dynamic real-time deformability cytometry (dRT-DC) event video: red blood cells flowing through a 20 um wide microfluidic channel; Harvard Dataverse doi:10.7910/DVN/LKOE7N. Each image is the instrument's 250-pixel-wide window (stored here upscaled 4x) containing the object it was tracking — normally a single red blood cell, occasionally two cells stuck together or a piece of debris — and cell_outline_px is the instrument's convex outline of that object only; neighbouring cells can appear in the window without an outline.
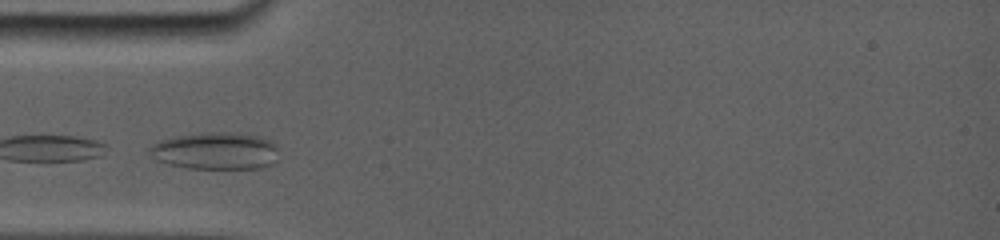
{"species": "common noctule bat (a hibernating species)", "species_latin": "Nyctalus noctula", "temperature_condition": "room temperature", "stored_images_in_passage": 7, "camera_frame_rate_fps": 5000, "um_per_image_px": 0.085, "animal": {"sex": "female", "body_mass_g": 19.0, "forearm_length_mm": 56.7}, "frame": {"image": 1, "passage_image": 1, "time_ms": 0.0, "image_size_px": [1000, 240], "cell_outline_px": [[276, 160], [272, 164], [260, 168], [188, 168], [168, 164], [160, 160], [152, 152], [152, 148], [156, 144], [164, 140], [184, 136], [248, 136], [264, 140], [272, 148]], "centroid_in_image_um": [18.3, 12.93], "position_along_channel_um": 66.7, "area_um2": 24.85}}
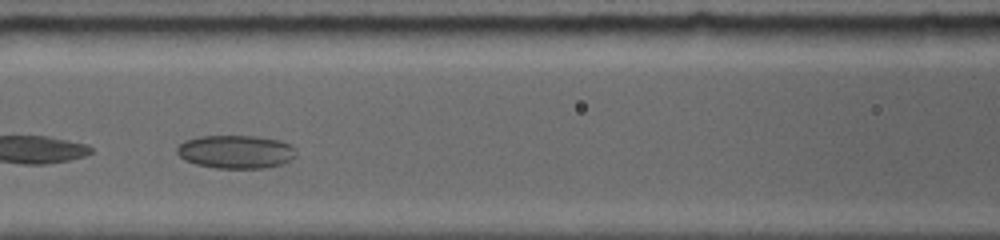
{"frame": {"image": 2, "passage_image": 6, "time_ms": 2.2, "image_size_px": [1000, 240], "cell_outline_px": [[296, 156], [280, 164], [264, 168], [216, 168], [196, 164], [184, 160], [176, 152], [176, 148], [180, 144], [188, 140], [204, 136], [248, 136], [276, 140], [288, 144], [292, 148]], "centroid_in_image_um": [19.99, 12.91], "position_along_channel_um": 146.6, "area_um2": 22.54}}